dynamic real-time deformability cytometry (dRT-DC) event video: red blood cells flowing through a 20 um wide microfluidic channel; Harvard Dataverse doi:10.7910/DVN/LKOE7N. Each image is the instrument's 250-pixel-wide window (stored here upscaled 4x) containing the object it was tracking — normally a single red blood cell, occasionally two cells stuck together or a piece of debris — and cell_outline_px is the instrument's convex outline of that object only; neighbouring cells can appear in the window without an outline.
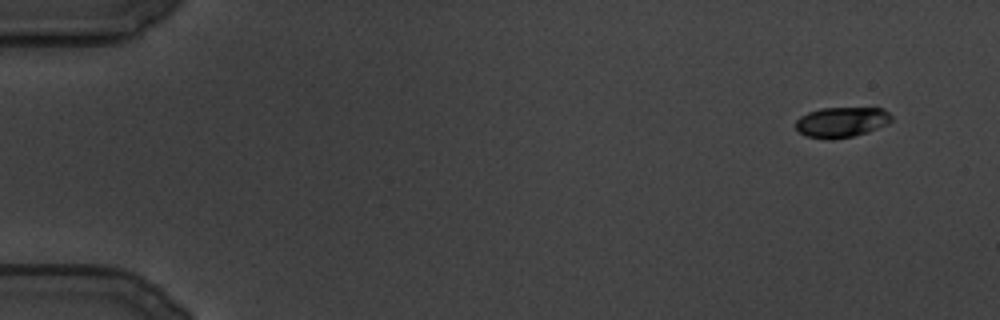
{"species": "common noctule bat (a hibernating species)", "species_latin": "Nyctalus noctula", "temperature_condition": "cold", "stored_images_in_passage": 113, "camera_frame_rate_fps": 3000, "um_per_image_px": 0.085, "animal": {"sex": "male", "body_mass_g": 19.5, "forearm_length_mm": 54.6}, "frame": {"image": 1, "passage_image": 1, "time_ms": 0.0, "image_size_px": [1000, 320], "cell_outline_px": [[892, 120], [888, 124], [868, 132], [852, 136], [832, 140], [828, 140], [808, 136], [800, 132], [796, 128], [796, 120], [800, 116], [808, 112], [820, 108], [884, 108], [892, 116]], "centroid_in_image_um": [71.55, 10.38], "position_along_channel_um": 13.5, "area_um2": 16.99}}